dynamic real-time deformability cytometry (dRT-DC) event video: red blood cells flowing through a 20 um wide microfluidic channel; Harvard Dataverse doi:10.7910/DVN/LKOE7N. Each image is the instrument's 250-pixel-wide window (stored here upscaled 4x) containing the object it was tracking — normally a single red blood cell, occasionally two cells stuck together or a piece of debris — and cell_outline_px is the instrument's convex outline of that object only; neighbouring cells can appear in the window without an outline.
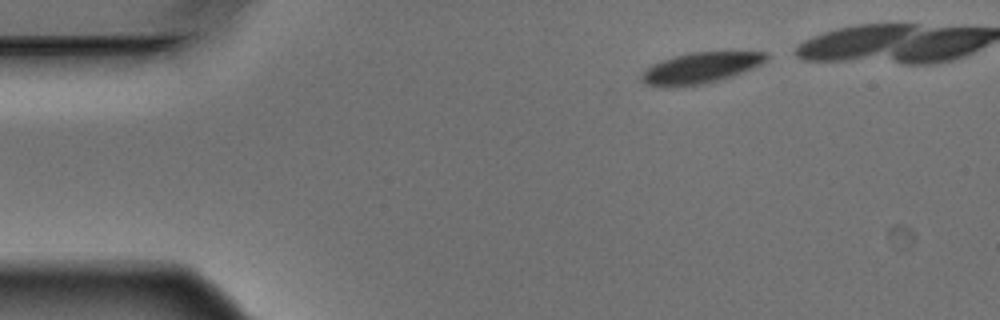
{"species": "Egyptian fruit bat (a non-hibernating species)", "species_latin": "Rousettus aegyptiacus", "temperature_condition": "warm", "stored_images_in_passage": 4, "camera_frame_rate_fps": 3000, "um_per_image_px": 0.085, "animal": {"sex": "male"}, "frame": {"image": 1, "passage_image": 1, "time_ms": 0.0, "image_size_px": [1000, 320], "cell_outline_px": [[768, 60], [760, 64], [732, 76], [700, 84], [676, 88], [664, 88], [648, 84], [640, 80], [640, 76], [652, 64], [676, 56], [692, 52], [768, 52]], "centroid_in_image_um": [59.52, 5.79], "position_along_channel_um": 25.5, "area_um2": 22.2}}